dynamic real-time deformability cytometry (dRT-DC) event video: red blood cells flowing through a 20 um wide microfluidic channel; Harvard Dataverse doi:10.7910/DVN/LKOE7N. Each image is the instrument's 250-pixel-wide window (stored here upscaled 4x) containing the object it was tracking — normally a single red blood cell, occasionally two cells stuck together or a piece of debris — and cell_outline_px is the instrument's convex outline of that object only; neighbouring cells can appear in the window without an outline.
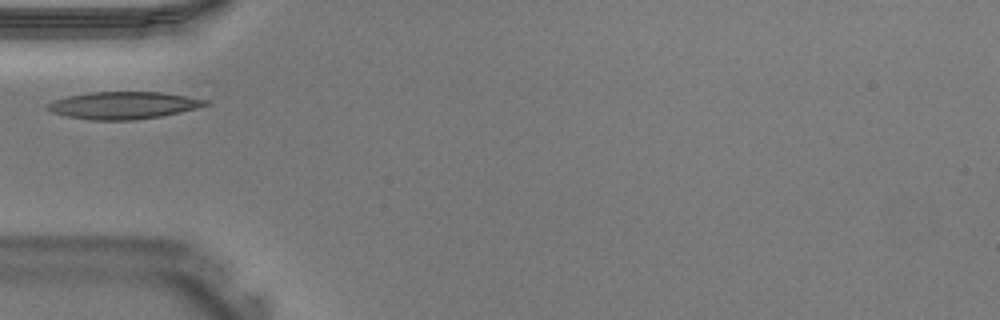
{"species": "Egyptian fruit bat (a non-hibernating species)", "species_latin": "Rousettus aegyptiacus", "temperature_condition": "warm", "stored_images_in_passage": 25, "camera_frame_rate_fps": 3000, "um_per_image_px": 0.085, "animal": {"sex": "male"}, "frame": {"image": 1, "passage_image": 1, "time_ms": 0.0, "image_size_px": [1000, 320], "cell_outline_px": [[208, 104], [196, 108], [180, 112], [160, 116], [136, 120], [88, 120], [68, 116], [52, 112], [44, 108], [44, 104], [52, 100], [68, 96], [88, 92], [160, 92], [188, 96], [208, 100]], "centroid_in_image_um": [10.42, 8.95], "position_along_channel_um": 74.6, "area_um2": 25.2}}
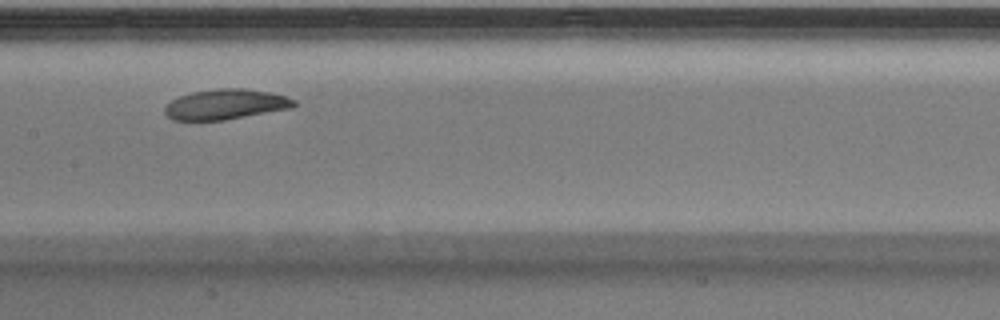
{"frame": {"image": 2, "passage_image": 8, "time_ms": 2.333, "image_size_px": [1000, 320], "cell_outline_px": [[296, 104], [292, 108], [224, 120], [172, 120], [164, 112], [164, 108], [172, 100], [180, 96], [192, 92], [216, 88], [244, 88], [272, 92], [296, 100]], "centroid_in_image_um": [19.19, 8.86], "position_along_channel_um": 188.2, "area_um2": 22.77}}
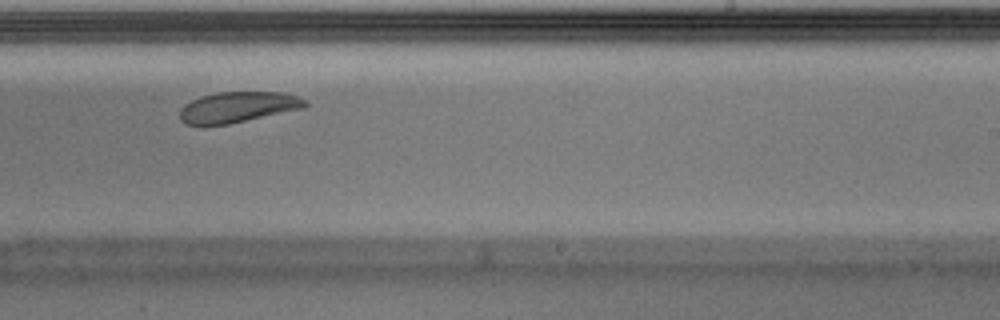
{"frame": {"image": 3, "passage_image": 13, "time_ms": 4.0, "image_size_px": [1000, 320], "cell_outline_px": [[308, 104], [304, 108], [228, 124], [188, 124], [180, 120], [180, 108], [184, 104], [200, 96], [216, 92], [284, 92], [296, 96], [304, 100]], "centroid_in_image_um": [20.2, 9.09], "position_along_channel_um": 268.8, "area_um2": 22.2}}